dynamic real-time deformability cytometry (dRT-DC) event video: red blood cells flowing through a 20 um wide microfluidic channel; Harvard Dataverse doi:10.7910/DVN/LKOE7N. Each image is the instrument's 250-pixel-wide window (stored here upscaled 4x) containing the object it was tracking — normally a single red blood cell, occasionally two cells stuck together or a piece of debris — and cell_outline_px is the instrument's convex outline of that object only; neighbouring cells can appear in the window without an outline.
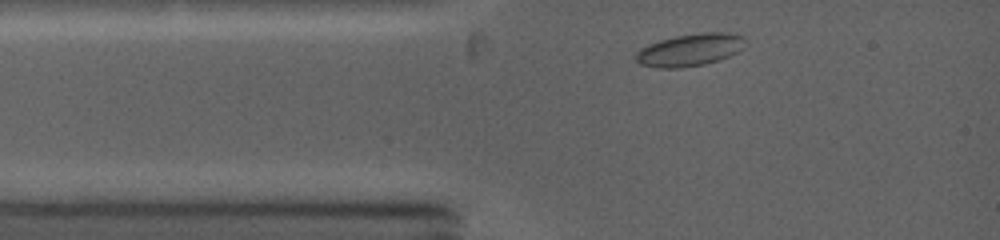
{"species": "common noctule bat (a hibernating species)", "species_latin": "Nyctalus noctula", "temperature_condition": "warm", "stored_images_in_passage": 5, "camera_frame_rate_fps": 5000, "um_per_image_px": 0.085, "animal": {"sex": "female", "body_mass_g": 19.0, "forearm_length_mm": 53.3}, "frame": {"image": 1, "passage_image": 2, "time_ms": 0.6, "image_size_px": [1000, 240], "cell_outline_px": [[748, 44], [744, 48], [728, 56], [704, 64], [676, 68], [656, 68], [640, 64], [636, 60], [636, 52], [640, 48], [648, 44], [660, 40], [676, 36], [700, 32], [728, 32], [744, 36]], "centroid_in_image_um": [58.67, 4.22], "position_along_channel_um": 26.3, "area_um2": 20.75}}
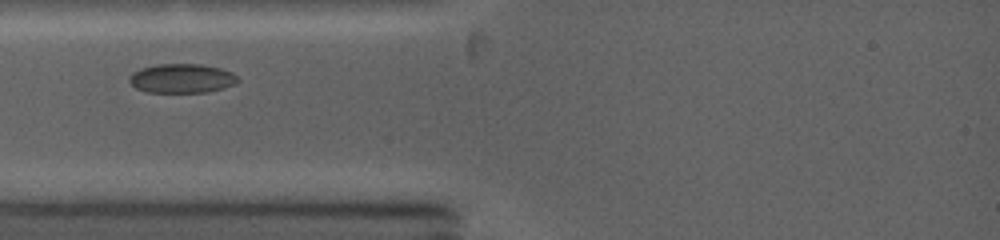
{"frame": {"image": 2, "passage_image": 4, "time_ms": 2.0, "image_size_px": [1000, 240], "cell_outline_px": [[240, 80], [236, 84], [224, 88], [208, 92], [148, 92], [136, 88], [128, 80], [128, 76], [132, 72], [140, 68], [156, 64], [200, 64], [220, 68], [232, 72]], "centroid_in_image_um": [15.45, 6.66], "position_along_channel_um": 69.6, "area_um2": 18.61}}